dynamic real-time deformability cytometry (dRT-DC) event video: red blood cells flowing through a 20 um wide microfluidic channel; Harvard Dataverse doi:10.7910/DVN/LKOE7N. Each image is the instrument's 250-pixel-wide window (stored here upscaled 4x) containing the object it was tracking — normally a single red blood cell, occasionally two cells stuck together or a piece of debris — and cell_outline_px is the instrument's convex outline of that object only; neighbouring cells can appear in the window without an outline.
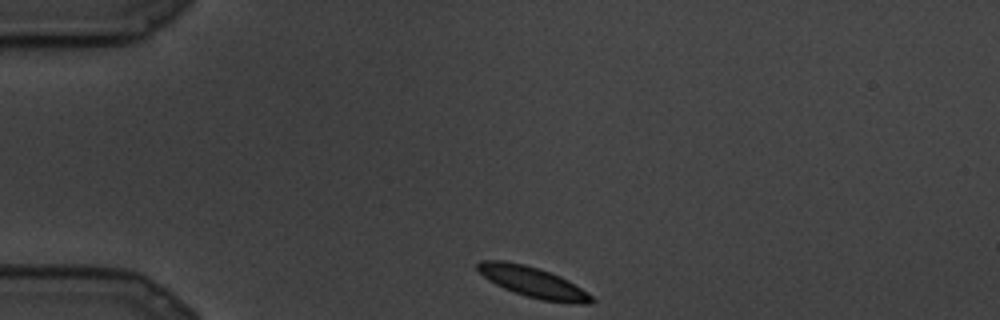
{"species": "common noctule bat (a hibernating species)", "species_latin": "Nyctalus noctula", "temperature_condition": "cold", "stored_images_in_passage": 22, "camera_frame_rate_fps": 3000, "um_per_image_px": 0.085, "animal": {"sex": "male", "body_mass_g": 19.5, "forearm_length_mm": 54.6}, "frame": {"image": 1, "passage_image": 1, "time_ms": 0.0, "image_size_px": [1000, 320], "cell_outline_px": [[596, 300], [592, 304], [580, 304], [540, 300], [504, 288], [488, 280], [476, 268], [476, 264], [480, 260], [504, 260], [524, 264], [560, 276], [568, 280], [588, 292]], "centroid_in_image_um": [45.33, 23.98], "position_along_channel_um": 39.7, "area_um2": 20.17}}